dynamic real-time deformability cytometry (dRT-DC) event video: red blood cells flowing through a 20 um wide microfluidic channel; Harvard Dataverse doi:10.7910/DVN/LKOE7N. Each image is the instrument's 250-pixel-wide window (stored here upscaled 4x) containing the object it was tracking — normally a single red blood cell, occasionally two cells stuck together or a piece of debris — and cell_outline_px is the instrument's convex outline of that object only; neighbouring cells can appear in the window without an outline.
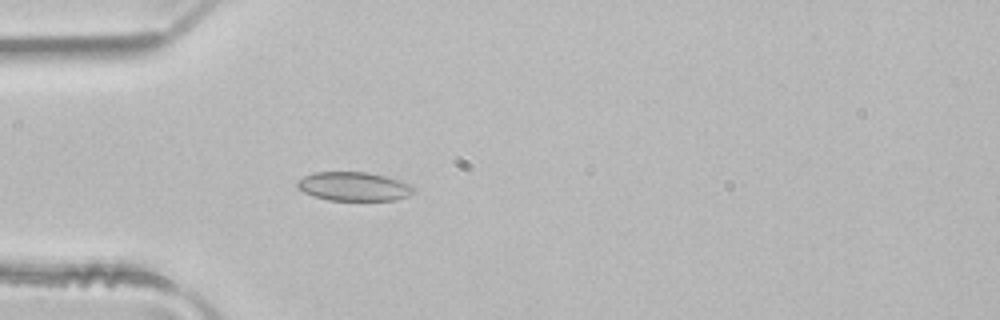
{"species": "common noctule bat (a hibernating species)", "species_latin": "Nyctalus noctula", "temperature_condition": "room temperature", "stored_images_in_passage": 3, "camera_frame_rate_fps": 3000, "um_per_image_px": 0.085, "animal": {"sex": "male", "body_mass_g": 21.5, "forearm_length_mm": 52.0}, "frame": {"image": 1, "passage_image": 3, "time_ms": 0.667, "image_size_px": [1000, 320], "cell_outline_px": [[416, 192], [408, 196], [396, 200], [328, 200], [304, 192], [296, 188], [296, 180], [312, 172], [368, 172], [400, 180], [412, 184], [416, 188]], "centroid_in_image_um": [30.1, 15.84], "position_along_channel_um": 54.9, "area_um2": 19.83}}